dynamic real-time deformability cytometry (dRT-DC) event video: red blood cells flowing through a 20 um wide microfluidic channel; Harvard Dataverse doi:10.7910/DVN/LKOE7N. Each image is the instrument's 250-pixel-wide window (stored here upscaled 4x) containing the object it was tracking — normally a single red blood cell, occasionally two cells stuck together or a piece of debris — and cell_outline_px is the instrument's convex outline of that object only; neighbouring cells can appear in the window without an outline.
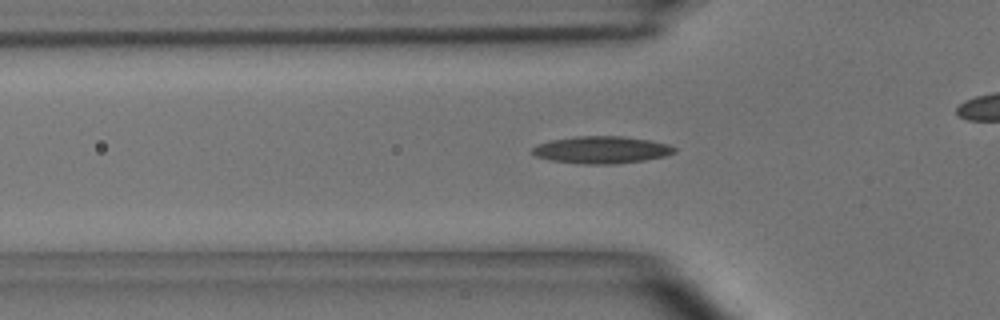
{"species": "common noctule bat (a hibernating species)", "species_latin": "Nyctalus noctula", "temperature_condition": "room temperature", "stored_images_in_passage": 36, "camera_frame_rate_fps": 3000, "um_per_image_px": 0.085, "animal": {"sex": "male", "body_mass_g": 15.6}, "frame": {"image": 1, "passage_image": 11, "time_ms": 3.333, "image_size_px": [1000, 320], "cell_outline_px": [[676, 152], [664, 156], [644, 160], [616, 164], [584, 164], [552, 160], [536, 156], [532, 152], [532, 148], [540, 144], [552, 140], [576, 136], [620, 136], [648, 140], [668, 144], [676, 148]], "centroid_in_image_um": [51.15, 12.74], "position_along_channel_um": 74.6, "area_um2": 22.25}}